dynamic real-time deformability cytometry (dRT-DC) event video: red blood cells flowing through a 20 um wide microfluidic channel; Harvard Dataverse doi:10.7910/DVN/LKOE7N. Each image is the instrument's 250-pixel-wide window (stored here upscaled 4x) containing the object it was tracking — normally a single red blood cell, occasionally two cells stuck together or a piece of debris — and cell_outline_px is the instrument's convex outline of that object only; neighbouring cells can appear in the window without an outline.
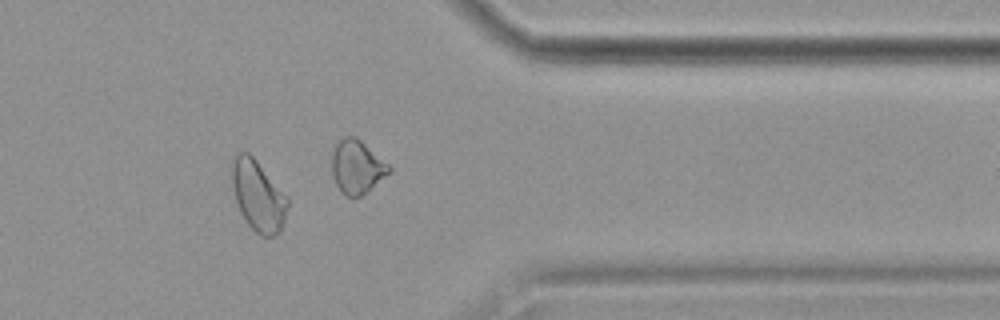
{"species": "common noctule bat (a hibernating species)", "species_latin": "Nyctalus noctula", "temperature_condition": "cold", "stored_images_in_passage": 15, "camera_frame_rate_fps": 3000, "um_per_image_px": 0.085, "animal": {"sex": "female", "body_mass_g": 19.9}, "frame": {"image": 1, "passage_image": 13, "time_ms": 15.0, "image_size_px": [1000, 320], "cell_outline_px": [[288, 204], [284, 220], [280, 232], [272, 236], [260, 236], [248, 224], [240, 212], [232, 188], [228, 164], [236, 152], [248, 152], [256, 160], [288, 196]], "centroid_in_image_um": [21.89, 16.58], "position_along_channel_um": 389.5, "area_um2": 23.35}, "authors_computed_cell_mechanics": {"area_um2": 23.3512, "velocity_mm_per_s": 3.5744, "shape_relaxation_time_tau1_ms": 5.732, "shape_relaxation_time_tau2_ms": 1.9591, "deformation_change_tau1": 0.061, "deformation_change_tau2": 0.038}}